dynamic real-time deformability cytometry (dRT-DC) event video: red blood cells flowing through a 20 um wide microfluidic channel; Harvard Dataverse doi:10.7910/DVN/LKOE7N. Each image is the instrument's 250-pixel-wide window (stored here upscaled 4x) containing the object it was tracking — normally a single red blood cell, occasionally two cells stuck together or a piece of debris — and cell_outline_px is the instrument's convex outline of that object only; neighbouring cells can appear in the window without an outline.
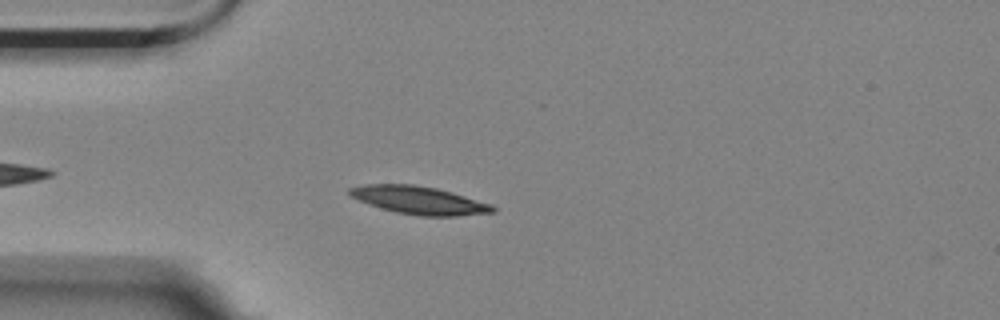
{"species": "Egyptian fruit bat (a non-hibernating species)", "species_latin": "Rousettus aegyptiacus", "temperature_condition": "room temperature", "stored_images_in_passage": 4, "camera_frame_rate_fps": 3000, "um_per_image_px": 0.085, "animal": {"sex": "female"}, "frame": {"image": 1, "passage_image": 4, "time_ms": 1.0, "image_size_px": [1000, 320], "cell_outline_px": [[496, 212], [456, 216], [420, 216], [396, 212], [380, 208], [368, 204], [348, 196], [348, 188], [364, 184], [412, 184], [436, 188], [452, 192], [492, 204], [496, 208]], "centroid_in_image_um": [35.6, 17.02], "position_along_channel_um": 49.4, "area_um2": 23.47}}